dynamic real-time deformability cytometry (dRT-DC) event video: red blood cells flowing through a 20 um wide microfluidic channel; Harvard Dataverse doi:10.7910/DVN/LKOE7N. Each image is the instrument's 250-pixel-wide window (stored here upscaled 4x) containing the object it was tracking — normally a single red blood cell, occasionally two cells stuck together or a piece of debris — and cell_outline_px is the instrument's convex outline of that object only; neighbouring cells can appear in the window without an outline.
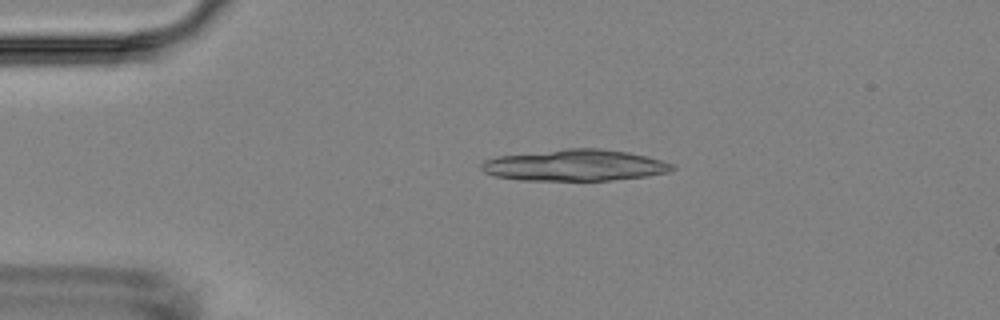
{"species": "Egyptian fruit bat (a non-hibernating species)", "species_latin": "Rousettus aegyptiacus", "temperature_condition": "room temperature", "stored_images_in_passage": 3, "camera_frame_rate_fps": 3000, "um_per_image_px": 0.085, "animal": {"sex": "female"}, "frame": {"image": 1, "passage_image": 2, "time_ms": 1.333, "image_size_px": [1000, 320], "cell_outline_px": [[676, 168], [668, 172], [648, 176], [608, 180], [520, 180], [496, 176], [484, 172], [480, 168], [480, 164], [484, 160], [496, 156], [568, 148], [600, 148], [628, 152], [648, 156], [672, 164]], "centroid_in_image_um": [48.85, 14.04], "position_along_channel_um": 36.1, "area_um2": 34.91}}